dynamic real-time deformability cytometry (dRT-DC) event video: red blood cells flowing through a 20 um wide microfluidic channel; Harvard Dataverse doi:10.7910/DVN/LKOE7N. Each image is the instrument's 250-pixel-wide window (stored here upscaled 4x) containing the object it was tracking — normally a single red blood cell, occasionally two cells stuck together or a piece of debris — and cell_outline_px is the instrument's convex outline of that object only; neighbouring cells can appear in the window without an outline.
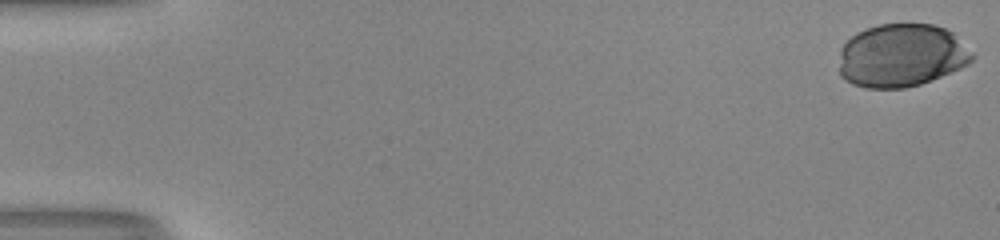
{"species": "human", "species_latin": "Homo sapiens", "temperature_condition": "room temperature", "stored_images_in_passage": 43, "camera_frame_rate_fps": 3000, "um_per_image_px": 0.085, "donor": {"sex": "male"}, "frame": {"image": 1, "passage_image": 1, "time_ms": 0.0, "image_size_px": [1000, 240], "cell_outline_px": [[976, 56], [968, 64], [960, 68], [920, 84], [904, 88], [864, 88], [852, 84], [840, 76], [840, 48], [856, 32], [880, 24], [932, 24], [944, 28], [952, 32]], "centroid_in_image_um": [76.61, 4.72], "position_along_channel_um": 8.4, "area_um2": 48.9}}
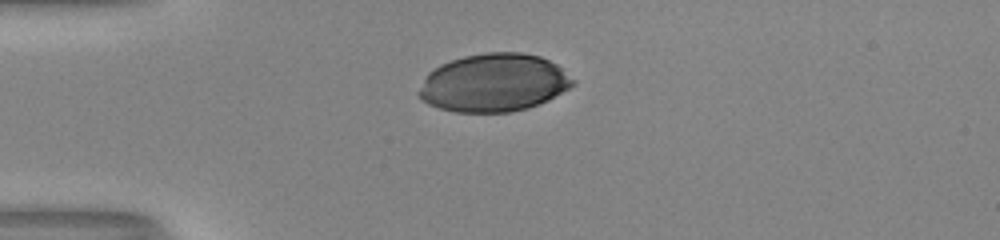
{"frame": {"image": 2, "passage_image": 15, "time_ms": 4.667, "image_size_px": [1000, 240], "cell_outline_px": [[576, 84], [548, 100], [540, 104], [528, 108], [512, 112], [456, 112], [440, 108], [428, 104], [420, 100], [416, 92], [428, 72], [440, 64], [464, 56], [488, 52], [520, 52], [540, 56], [556, 64], [576, 80]], "centroid_in_image_um": [41.97, 7.04], "position_along_channel_um": 43.0, "area_um2": 52.37}}
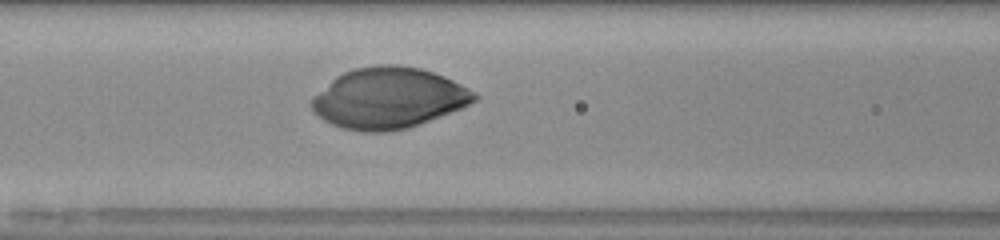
{"frame": {"image": 3, "passage_image": 24, "time_ms": 7.667, "image_size_px": [1000, 240], "cell_outline_px": [[480, 96], [476, 100], [460, 108], [420, 124], [408, 128], [388, 132], [364, 132], [340, 128], [324, 120], [312, 108], [312, 96], [336, 76], [344, 72], [356, 68], [380, 64], [396, 64], [420, 68], [444, 76], [468, 88]], "centroid_in_image_um": [33.02, 8.34], "position_along_channel_um": 133.6, "area_um2": 57.51}}